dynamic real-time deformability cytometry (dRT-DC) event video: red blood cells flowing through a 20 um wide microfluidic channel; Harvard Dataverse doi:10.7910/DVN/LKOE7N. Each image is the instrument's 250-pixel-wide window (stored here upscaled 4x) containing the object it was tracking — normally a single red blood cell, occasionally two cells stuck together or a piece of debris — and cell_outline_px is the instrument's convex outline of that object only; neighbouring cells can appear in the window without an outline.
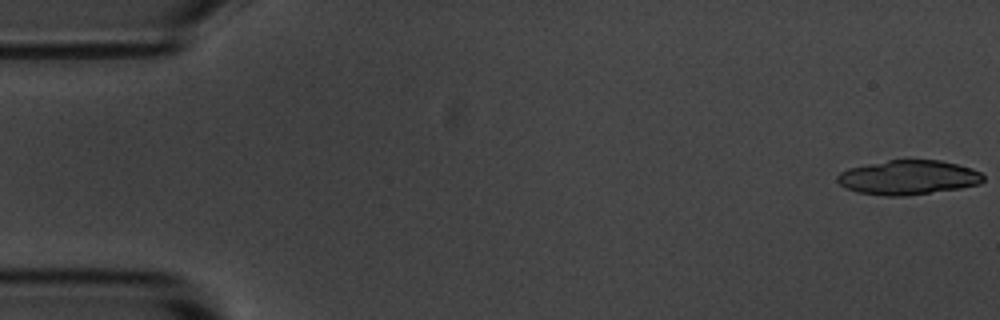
{"species": "common noctule bat (a hibernating species)", "species_latin": "Nyctalus noctula", "temperature_condition": "room temperature", "stored_images_in_passage": 5, "camera_frame_rate_fps": 3000, "um_per_image_px": 0.085, "animal": {"sex": "male", "body_mass_g": 20.1, "forearm_length_mm": 53.5}, "frame": {"image": 1, "passage_image": 1, "time_ms": 0.0, "image_size_px": [1000, 320], "cell_outline_px": [[984, 180], [980, 184], [960, 188], [908, 196], [884, 196], [856, 192], [840, 184], [836, 180], [836, 176], [840, 172], [848, 168], [888, 160], [940, 160], [972, 168], [980, 172], [984, 176]], "centroid_in_image_um": [77.2, 15.09], "position_along_channel_um": 7.8, "area_um2": 29.36}}